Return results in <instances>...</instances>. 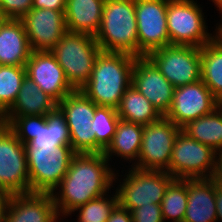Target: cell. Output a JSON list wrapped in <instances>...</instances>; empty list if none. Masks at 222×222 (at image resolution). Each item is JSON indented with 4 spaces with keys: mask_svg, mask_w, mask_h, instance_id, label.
Wrapping results in <instances>:
<instances>
[{
    "mask_svg": "<svg viewBox=\"0 0 222 222\" xmlns=\"http://www.w3.org/2000/svg\"><path fill=\"white\" fill-rule=\"evenodd\" d=\"M196 0H169L167 30L170 45L202 47L216 37V30L209 32L203 6Z\"/></svg>",
    "mask_w": 222,
    "mask_h": 222,
    "instance_id": "6",
    "label": "cell"
},
{
    "mask_svg": "<svg viewBox=\"0 0 222 222\" xmlns=\"http://www.w3.org/2000/svg\"><path fill=\"white\" fill-rule=\"evenodd\" d=\"M32 8L65 11L66 0H33Z\"/></svg>",
    "mask_w": 222,
    "mask_h": 222,
    "instance_id": "35",
    "label": "cell"
},
{
    "mask_svg": "<svg viewBox=\"0 0 222 222\" xmlns=\"http://www.w3.org/2000/svg\"><path fill=\"white\" fill-rule=\"evenodd\" d=\"M101 51L95 36L69 31L50 50L75 90H80L88 82Z\"/></svg>",
    "mask_w": 222,
    "mask_h": 222,
    "instance_id": "5",
    "label": "cell"
},
{
    "mask_svg": "<svg viewBox=\"0 0 222 222\" xmlns=\"http://www.w3.org/2000/svg\"><path fill=\"white\" fill-rule=\"evenodd\" d=\"M95 40L104 52L138 57L135 0H105Z\"/></svg>",
    "mask_w": 222,
    "mask_h": 222,
    "instance_id": "3",
    "label": "cell"
},
{
    "mask_svg": "<svg viewBox=\"0 0 222 222\" xmlns=\"http://www.w3.org/2000/svg\"><path fill=\"white\" fill-rule=\"evenodd\" d=\"M65 11L32 8L22 18L32 51L52 50L67 32Z\"/></svg>",
    "mask_w": 222,
    "mask_h": 222,
    "instance_id": "15",
    "label": "cell"
},
{
    "mask_svg": "<svg viewBox=\"0 0 222 222\" xmlns=\"http://www.w3.org/2000/svg\"><path fill=\"white\" fill-rule=\"evenodd\" d=\"M105 0H66L65 23L69 32L95 36L101 24Z\"/></svg>",
    "mask_w": 222,
    "mask_h": 222,
    "instance_id": "21",
    "label": "cell"
},
{
    "mask_svg": "<svg viewBox=\"0 0 222 222\" xmlns=\"http://www.w3.org/2000/svg\"><path fill=\"white\" fill-rule=\"evenodd\" d=\"M187 200V179H174L160 204L164 221L183 222Z\"/></svg>",
    "mask_w": 222,
    "mask_h": 222,
    "instance_id": "28",
    "label": "cell"
},
{
    "mask_svg": "<svg viewBox=\"0 0 222 222\" xmlns=\"http://www.w3.org/2000/svg\"><path fill=\"white\" fill-rule=\"evenodd\" d=\"M5 123L24 145L35 138L38 131V115L5 116Z\"/></svg>",
    "mask_w": 222,
    "mask_h": 222,
    "instance_id": "32",
    "label": "cell"
},
{
    "mask_svg": "<svg viewBox=\"0 0 222 222\" xmlns=\"http://www.w3.org/2000/svg\"><path fill=\"white\" fill-rule=\"evenodd\" d=\"M187 193L183 222H217L216 184L212 178L187 179Z\"/></svg>",
    "mask_w": 222,
    "mask_h": 222,
    "instance_id": "19",
    "label": "cell"
},
{
    "mask_svg": "<svg viewBox=\"0 0 222 222\" xmlns=\"http://www.w3.org/2000/svg\"><path fill=\"white\" fill-rule=\"evenodd\" d=\"M30 193L24 144L5 125L0 130V194Z\"/></svg>",
    "mask_w": 222,
    "mask_h": 222,
    "instance_id": "10",
    "label": "cell"
},
{
    "mask_svg": "<svg viewBox=\"0 0 222 222\" xmlns=\"http://www.w3.org/2000/svg\"><path fill=\"white\" fill-rule=\"evenodd\" d=\"M25 68L26 76L57 103L75 91L50 51H32Z\"/></svg>",
    "mask_w": 222,
    "mask_h": 222,
    "instance_id": "17",
    "label": "cell"
},
{
    "mask_svg": "<svg viewBox=\"0 0 222 222\" xmlns=\"http://www.w3.org/2000/svg\"><path fill=\"white\" fill-rule=\"evenodd\" d=\"M58 107L65 115L73 150L96 153V136L90 127L97 105L81 90H75L64 97Z\"/></svg>",
    "mask_w": 222,
    "mask_h": 222,
    "instance_id": "12",
    "label": "cell"
},
{
    "mask_svg": "<svg viewBox=\"0 0 222 222\" xmlns=\"http://www.w3.org/2000/svg\"><path fill=\"white\" fill-rule=\"evenodd\" d=\"M110 163L104 153H77L57 189L51 193L57 214L72 217L77 207L109 191L111 194L116 167L112 168L114 165Z\"/></svg>",
    "mask_w": 222,
    "mask_h": 222,
    "instance_id": "1",
    "label": "cell"
},
{
    "mask_svg": "<svg viewBox=\"0 0 222 222\" xmlns=\"http://www.w3.org/2000/svg\"><path fill=\"white\" fill-rule=\"evenodd\" d=\"M6 125L5 114L0 110V130Z\"/></svg>",
    "mask_w": 222,
    "mask_h": 222,
    "instance_id": "42",
    "label": "cell"
},
{
    "mask_svg": "<svg viewBox=\"0 0 222 222\" xmlns=\"http://www.w3.org/2000/svg\"><path fill=\"white\" fill-rule=\"evenodd\" d=\"M88 201L77 207L71 214H77V222H107L111 212L118 205L116 191ZM115 192V193H114ZM76 212V213H75Z\"/></svg>",
    "mask_w": 222,
    "mask_h": 222,
    "instance_id": "31",
    "label": "cell"
},
{
    "mask_svg": "<svg viewBox=\"0 0 222 222\" xmlns=\"http://www.w3.org/2000/svg\"><path fill=\"white\" fill-rule=\"evenodd\" d=\"M58 106V103L43 92L29 77H25L15 103L5 116H47Z\"/></svg>",
    "mask_w": 222,
    "mask_h": 222,
    "instance_id": "24",
    "label": "cell"
},
{
    "mask_svg": "<svg viewBox=\"0 0 222 222\" xmlns=\"http://www.w3.org/2000/svg\"><path fill=\"white\" fill-rule=\"evenodd\" d=\"M216 212L217 222H222V189L216 187Z\"/></svg>",
    "mask_w": 222,
    "mask_h": 222,
    "instance_id": "39",
    "label": "cell"
},
{
    "mask_svg": "<svg viewBox=\"0 0 222 222\" xmlns=\"http://www.w3.org/2000/svg\"><path fill=\"white\" fill-rule=\"evenodd\" d=\"M61 145H70L69 128L65 115L57 106L47 116L38 115V131L25 147H37L39 151L51 152Z\"/></svg>",
    "mask_w": 222,
    "mask_h": 222,
    "instance_id": "22",
    "label": "cell"
},
{
    "mask_svg": "<svg viewBox=\"0 0 222 222\" xmlns=\"http://www.w3.org/2000/svg\"><path fill=\"white\" fill-rule=\"evenodd\" d=\"M147 57L175 88L201 80L200 47L169 45L150 52Z\"/></svg>",
    "mask_w": 222,
    "mask_h": 222,
    "instance_id": "9",
    "label": "cell"
},
{
    "mask_svg": "<svg viewBox=\"0 0 222 222\" xmlns=\"http://www.w3.org/2000/svg\"><path fill=\"white\" fill-rule=\"evenodd\" d=\"M182 131L190 138L222 154V109L218 106L211 113L188 122Z\"/></svg>",
    "mask_w": 222,
    "mask_h": 222,
    "instance_id": "25",
    "label": "cell"
},
{
    "mask_svg": "<svg viewBox=\"0 0 222 222\" xmlns=\"http://www.w3.org/2000/svg\"><path fill=\"white\" fill-rule=\"evenodd\" d=\"M128 167L127 170L121 171L122 174L126 172L124 175L120 176L118 169L114 172L113 185L119 183L113 186L118 205L131 212L143 205L161 204L169 184L175 178L164 170H141L129 165Z\"/></svg>",
    "mask_w": 222,
    "mask_h": 222,
    "instance_id": "4",
    "label": "cell"
},
{
    "mask_svg": "<svg viewBox=\"0 0 222 222\" xmlns=\"http://www.w3.org/2000/svg\"><path fill=\"white\" fill-rule=\"evenodd\" d=\"M136 58L126 53L101 51L95 60L91 77L80 90L97 106L117 110L122 96L131 86Z\"/></svg>",
    "mask_w": 222,
    "mask_h": 222,
    "instance_id": "2",
    "label": "cell"
},
{
    "mask_svg": "<svg viewBox=\"0 0 222 222\" xmlns=\"http://www.w3.org/2000/svg\"><path fill=\"white\" fill-rule=\"evenodd\" d=\"M120 119L142 126L159 120L162 115L133 85L122 96L117 109Z\"/></svg>",
    "mask_w": 222,
    "mask_h": 222,
    "instance_id": "26",
    "label": "cell"
},
{
    "mask_svg": "<svg viewBox=\"0 0 222 222\" xmlns=\"http://www.w3.org/2000/svg\"><path fill=\"white\" fill-rule=\"evenodd\" d=\"M107 222H133L131 212L117 205L111 212Z\"/></svg>",
    "mask_w": 222,
    "mask_h": 222,
    "instance_id": "36",
    "label": "cell"
},
{
    "mask_svg": "<svg viewBox=\"0 0 222 222\" xmlns=\"http://www.w3.org/2000/svg\"><path fill=\"white\" fill-rule=\"evenodd\" d=\"M32 5L33 0H0V18L21 19Z\"/></svg>",
    "mask_w": 222,
    "mask_h": 222,
    "instance_id": "33",
    "label": "cell"
},
{
    "mask_svg": "<svg viewBox=\"0 0 222 222\" xmlns=\"http://www.w3.org/2000/svg\"><path fill=\"white\" fill-rule=\"evenodd\" d=\"M212 179L214 180L216 187L222 189V154L217 157Z\"/></svg>",
    "mask_w": 222,
    "mask_h": 222,
    "instance_id": "37",
    "label": "cell"
},
{
    "mask_svg": "<svg viewBox=\"0 0 222 222\" xmlns=\"http://www.w3.org/2000/svg\"><path fill=\"white\" fill-rule=\"evenodd\" d=\"M220 21H221V23L220 22L216 23V26H215L214 29L216 30V38H218L222 42V16H221V20Z\"/></svg>",
    "mask_w": 222,
    "mask_h": 222,
    "instance_id": "40",
    "label": "cell"
},
{
    "mask_svg": "<svg viewBox=\"0 0 222 222\" xmlns=\"http://www.w3.org/2000/svg\"><path fill=\"white\" fill-rule=\"evenodd\" d=\"M218 106L219 101L199 80L174 89L172 104L165 117L182 128L188 122L211 113Z\"/></svg>",
    "mask_w": 222,
    "mask_h": 222,
    "instance_id": "14",
    "label": "cell"
},
{
    "mask_svg": "<svg viewBox=\"0 0 222 222\" xmlns=\"http://www.w3.org/2000/svg\"><path fill=\"white\" fill-rule=\"evenodd\" d=\"M119 119L116 109L104 106L96 107L90 127L96 136V153H103L111 143Z\"/></svg>",
    "mask_w": 222,
    "mask_h": 222,
    "instance_id": "30",
    "label": "cell"
},
{
    "mask_svg": "<svg viewBox=\"0 0 222 222\" xmlns=\"http://www.w3.org/2000/svg\"><path fill=\"white\" fill-rule=\"evenodd\" d=\"M212 3H214V6L217 8L216 10L219 11V14L221 13L222 16V0H209Z\"/></svg>",
    "mask_w": 222,
    "mask_h": 222,
    "instance_id": "41",
    "label": "cell"
},
{
    "mask_svg": "<svg viewBox=\"0 0 222 222\" xmlns=\"http://www.w3.org/2000/svg\"><path fill=\"white\" fill-rule=\"evenodd\" d=\"M201 80L213 96L222 101V42L214 38L200 48Z\"/></svg>",
    "mask_w": 222,
    "mask_h": 222,
    "instance_id": "27",
    "label": "cell"
},
{
    "mask_svg": "<svg viewBox=\"0 0 222 222\" xmlns=\"http://www.w3.org/2000/svg\"><path fill=\"white\" fill-rule=\"evenodd\" d=\"M218 155L211 147L190 138L181 130L176 137L167 172L175 179L212 178Z\"/></svg>",
    "mask_w": 222,
    "mask_h": 222,
    "instance_id": "8",
    "label": "cell"
},
{
    "mask_svg": "<svg viewBox=\"0 0 222 222\" xmlns=\"http://www.w3.org/2000/svg\"><path fill=\"white\" fill-rule=\"evenodd\" d=\"M65 218H68V216L57 214L50 222H62L61 220H64Z\"/></svg>",
    "mask_w": 222,
    "mask_h": 222,
    "instance_id": "43",
    "label": "cell"
},
{
    "mask_svg": "<svg viewBox=\"0 0 222 222\" xmlns=\"http://www.w3.org/2000/svg\"><path fill=\"white\" fill-rule=\"evenodd\" d=\"M30 192L51 194L66 175L72 158L77 154L71 145H61L51 152L25 147Z\"/></svg>",
    "mask_w": 222,
    "mask_h": 222,
    "instance_id": "7",
    "label": "cell"
},
{
    "mask_svg": "<svg viewBox=\"0 0 222 222\" xmlns=\"http://www.w3.org/2000/svg\"><path fill=\"white\" fill-rule=\"evenodd\" d=\"M142 133V125L119 119L113 139L103 152L105 157L112 162L115 156L116 159L121 158V162H130L129 165L132 163L130 166H133L138 160Z\"/></svg>",
    "mask_w": 222,
    "mask_h": 222,
    "instance_id": "23",
    "label": "cell"
},
{
    "mask_svg": "<svg viewBox=\"0 0 222 222\" xmlns=\"http://www.w3.org/2000/svg\"><path fill=\"white\" fill-rule=\"evenodd\" d=\"M31 52L22 20L0 18V65L25 66Z\"/></svg>",
    "mask_w": 222,
    "mask_h": 222,
    "instance_id": "20",
    "label": "cell"
},
{
    "mask_svg": "<svg viewBox=\"0 0 222 222\" xmlns=\"http://www.w3.org/2000/svg\"><path fill=\"white\" fill-rule=\"evenodd\" d=\"M169 0H135L138 57L170 45L167 30Z\"/></svg>",
    "mask_w": 222,
    "mask_h": 222,
    "instance_id": "13",
    "label": "cell"
},
{
    "mask_svg": "<svg viewBox=\"0 0 222 222\" xmlns=\"http://www.w3.org/2000/svg\"><path fill=\"white\" fill-rule=\"evenodd\" d=\"M131 85L149 100L162 116L166 115L172 104L175 87L147 56L135 59Z\"/></svg>",
    "mask_w": 222,
    "mask_h": 222,
    "instance_id": "16",
    "label": "cell"
},
{
    "mask_svg": "<svg viewBox=\"0 0 222 222\" xmlns=\"http://www.w3.org/2000/svg\"><path fill=\"white\" fill-rule=\"evenodd\" d=\"M25 77V66L0 65V110L4 114L15 103Z\"/></svg>",
    "mask_w": 222,
    "mask_h": 222,
    "instance_id": "29",
    "label": "cell"
},
{
    "mask_svg": "<svg viewBox=\"0 0 222 222\" xmlns=\"http://www.w3.org/2000/svg\"><path fill=\"white\" fill-rule=\"evenodd\" d=\"M57 215L52 194L9 195L5 222H50Z\"/></svg>",
    "mask_w": 222,
    "mask_h": 222,
    "instance_id": "18",
    "label": "cell"
},
{
    "mask_svg": "<svg viewBox=\"0 0 222 222\" xmlns=\"http://www.w3.org/2000/svg\"><path fill=\"white\" fill-rule=\"evenodd\" d=\"M9 195L0 194V222H5V214L8 207Z\"/></svg>",
    "mask_w": 222,
    "mask_h": 222,
    "instance_id": "38",
    "label": "cell"
},
{
    "mask_svg": "<svg viewBox=\"0 0 222 222\" xmlns=\"http://www.w3.org/2000/svg\"><path fill=\"white\" fill-rule=\"evenodd\" d=\"M219 106H220L221 109H222V101H219Z\"/></svg>",
    "mask_w": 222,
    "mask_h": 222,
    "instance_id": "44",
    "label": "cell"
},
{
    "mask_svg": "<svg viewBox=\"0 0 222 222\" xmlns=\"http://www.w3.org/2000/svg\"><path fill=\"white\" fill-rule=\"evenodd\" d=\"M133 222H165L160 204H149L131 211Z\"/></svg>",
    "mask_w": 222,
    "mask_h": 222,
    "instance_id": "34",
    "label": "cell"
},
{
    "mask_svg": "<svg viewBox=\"0 0 222 222\" xmlns=\"http://www.w3.org/2000/svg\"><path fill=\"white\" fill-rule=\"evenodd\" d=\"M181 130L165 116L143 126L141 149L132 167L167 171L176 137Z\"/></svg>",
    "mask_w": 222,
    "mask_h": 222,
    "instance_id": "11",
    "label": "cell"
}]
</instances>
